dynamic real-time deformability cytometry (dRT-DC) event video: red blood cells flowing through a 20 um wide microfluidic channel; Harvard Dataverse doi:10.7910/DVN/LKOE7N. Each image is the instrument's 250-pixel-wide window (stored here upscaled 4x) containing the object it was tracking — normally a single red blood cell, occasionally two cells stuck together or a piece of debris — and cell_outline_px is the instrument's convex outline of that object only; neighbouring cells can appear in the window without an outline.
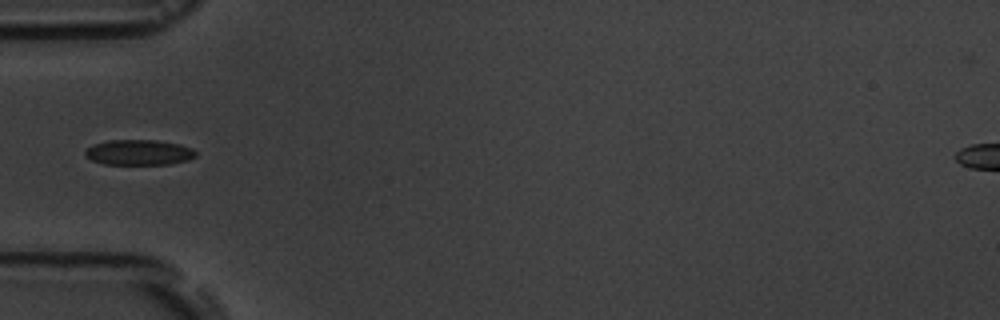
{"species": "common noctule bat (a hibernating species)", "species_latin": "Nyctalus noctula", "temperature_condition": "room temperature", "stored_images_in_passage": 4, "camera_frame_rate_fps": 3000, "um_per_image_px": 0.085, "animal": {"sex": "male", "body_mass_g": 19.5, "forearm_length_mm": 54.6}, "frame": {"image": 1, "passage_image": 4, "time_ms": 4.333, "image_size_px": [1000, 320], "cell_outline_px": [[196, 156], [188, 160], [172, 164], [104, 164], [92, 160], [84, 156], [84, 152], [92, 144], [108, 140], [156, 140], [180, 144], [192, 148], [196, 152]], "centroid_in_image_um": [11.8, 12.95], "position_along_channel_um": 73.2, "area_um2": 16.47}}